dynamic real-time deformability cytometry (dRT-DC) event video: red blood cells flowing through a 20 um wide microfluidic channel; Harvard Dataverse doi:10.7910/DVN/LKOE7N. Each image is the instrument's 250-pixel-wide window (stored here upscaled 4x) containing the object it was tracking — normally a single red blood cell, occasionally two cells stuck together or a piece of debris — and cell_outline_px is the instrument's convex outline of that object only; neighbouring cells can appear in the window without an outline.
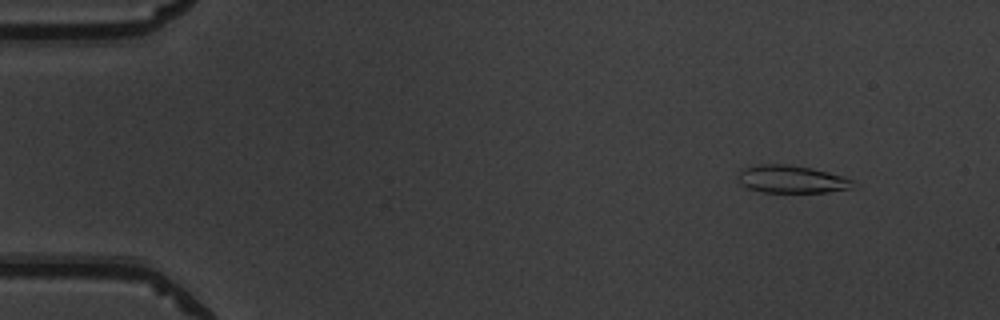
{"species": "common noctule bat (a hibernating species)", "species_latin": "Nyctalus noctula", "temperature_condition": "warm", "stored_images_in_passage": 51, "camera_frame_rate_fps": 3000, "um_per_image_px": 0.085, "animal": {"sex": "male", "body_mass_g": 19.5, "forearm_length_mm": 54.6}, "frame": {"image": 1, "passage_image": 5, "time_ms": 1.333, "image_size_px": [1000, 320], "cell_outline_px": [[860, 184], [852, 188], [828, 192], [760, 192], [748, 188], [740, 184], [736, 176], [740, 168], [756, 164], [788, 164], [812, 168], [828, 172], [856, 180]], "centroid_in_image_um": [67.29, 15.23], "position_along_channel_um": 17.7, "area_um2": 19.07}}
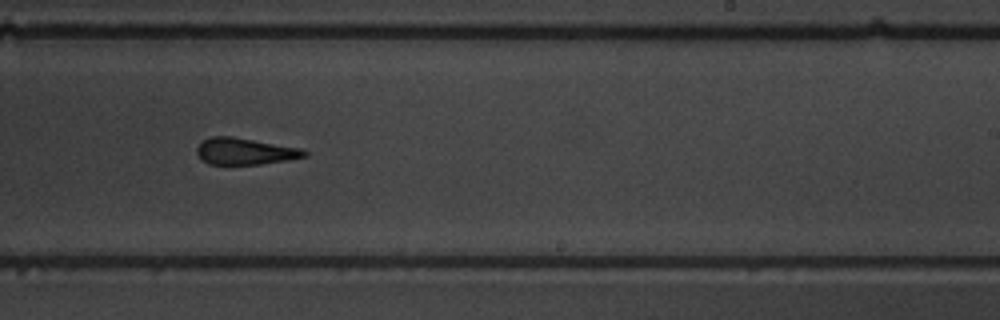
{"frame": {"image": 2, "passage_image": 32, "time_ms": 10.333, "image_size_px": [1000, 320], "cell_outline_px": [[308, 156], [288, 160], [260, 164], [208, 164], [200, 160], [196, 152], [196, 148], [204, 140], [212, 136], [232, 136], [300, 148], [308, 152]], "centroid_in_image_um": [20.81, 12.87], "position_along_channel_um": 268.2, "area_um2": 16.7}}
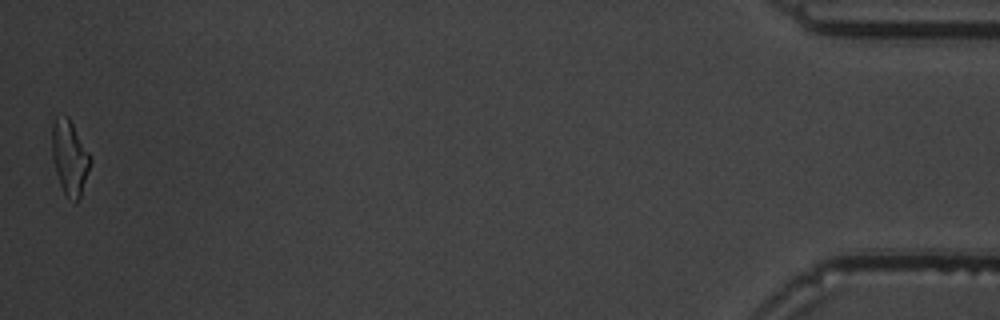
{"frame": {"image": 3, "passage_image": 51, "time_ms": 16.667, "image_size_px": [1000, 320], "cell_outline_px": [[92, 160], [80, 196], [76, 204], [64, 192], [60, 184], [56, 172], [52, 156], [52, 124], [56, 116], [68, 116], [92, 156]], "centroid_in_image_um": [5.93, 13.36], "position_along_channel_um": 429.3, "area_um2": 16.59}, "authors_computed_cell_mechanics": {"area_um2": 17.8602, "velocity_mm_per_s": 3.9658, "shape_relaxation_time_tau1_ms": 8.3733, "shape_relaxation_time_tau2_ms": 3.0157, "deformation_change_tau1": 0.2069, "deformation_change_tau2": 0.1367}}